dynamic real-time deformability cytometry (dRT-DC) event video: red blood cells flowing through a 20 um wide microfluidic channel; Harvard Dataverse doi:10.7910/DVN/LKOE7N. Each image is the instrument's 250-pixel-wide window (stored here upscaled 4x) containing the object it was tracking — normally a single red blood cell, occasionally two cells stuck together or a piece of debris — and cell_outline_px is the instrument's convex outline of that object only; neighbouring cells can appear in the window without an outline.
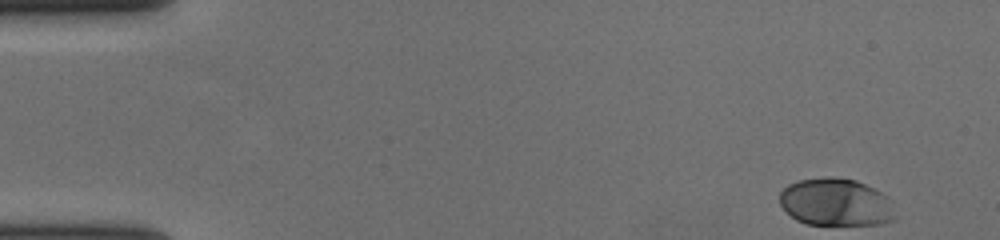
{"species": "human", "species_latin": "Homo sapiens", "temperature_condition": "cold", "stored_images_in_passage": 54, "camera_frame_rate_fps": 3000, "um_per_image_px": 0.085, "donor": {"sex": "female"}, "frame": {"image": 1, "passage_image": 1, "time_ms": 0.0, "image_size_px": [1000, 240], "cell_outline_px": [[896, 220], [880, 224], [808, 224], [796, 220], [780, 204], [780, 192], [788, 184], [800, 180], [856, 180], [880, 192], [884, 196]], "centroid_in_image_um": [71.0, 17.24], "position_along_channel_um": 14.0, "area_um2": 30.58}}
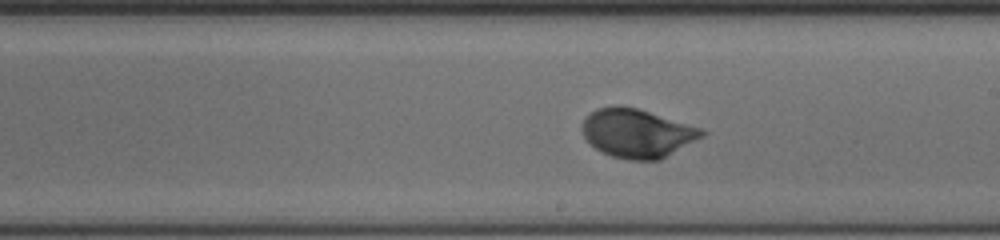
{"frame": {"image": 2, "passage_image": 30, "time_ms": 9.667, "image_size_px": [1000, 240], "cell_outline_px": [[708, 132], [704, 136], [660, 160], [628, 160], [612, 156], [600, 152], [584, 136], [584, 120], [596, 108], [616, 104], [620, 104], [636, 108], [704, 128]], "centroid_in_image_um": [54.21, 11.32], "position_along_channel_um": 234.8, "area_um2": 33.99}}
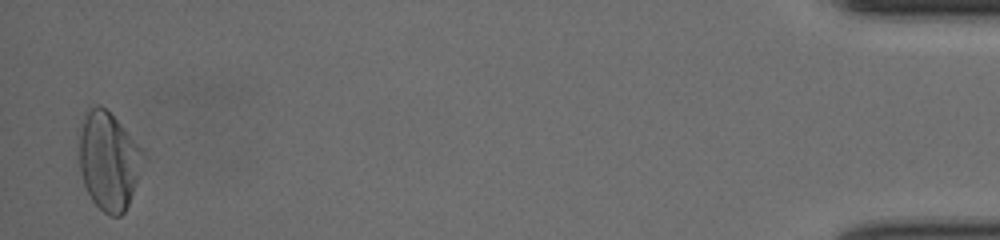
{"frame": {"image": 3, "passage_image": 53, "time_ms": 17.333, "image_size_px": [1000, 240], "cell_outline_px": [[144, 156], [128, 204], [124, 212], [120, 216], [112, 216], [104, 212], [92, 200], [84, 184], [80, 172], [80, 128], [84, 112], [88, 108], [96, 104], [100, 104], [144, 148]], "centroid_in_image_um": [9.21, 13.63], "position_along_channel_um": 426.0, "area_um2": 36.13}, "authors_computed_cell_mechanics": {"area_um2": 32.657, "velocity_mm_per_s": 3.6574, "shape_relaxation_time_tau1_ms": 2.8086, "shape_relaxation_time_tau2_ms": null, "deformation_change_tau1": 0.1643, "deformation_change_tau2": null}}